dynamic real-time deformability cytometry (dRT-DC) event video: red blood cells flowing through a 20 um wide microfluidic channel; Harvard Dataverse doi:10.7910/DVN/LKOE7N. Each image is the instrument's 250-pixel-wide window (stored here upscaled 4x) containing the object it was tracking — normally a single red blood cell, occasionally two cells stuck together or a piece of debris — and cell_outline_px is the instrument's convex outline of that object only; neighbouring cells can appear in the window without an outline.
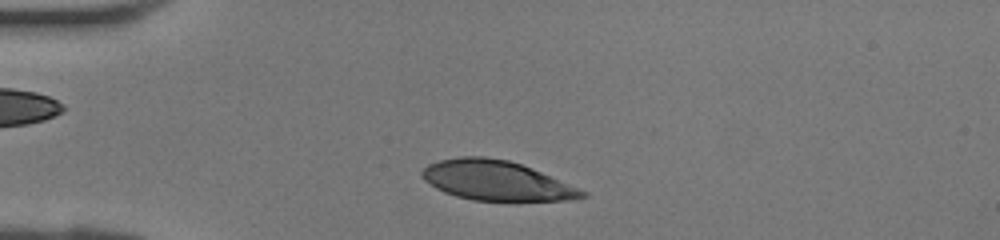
{"species": "human", "species_latin": "Homo sapiens", "temperature_condition": "room temperature", "stored_images_in_passage": 29, "camera_frame_rate_fps": 3000, "um_per_image_px": 0.085, "donor": {"sex": "female"}, "frame": {"image": 1, "passage_image": 3, "time_ms": 0.667, "image_size_px": [1000, 240], "cell_outline_px": [[588, 196], [576, 200], [516, 204], [508, 204], [472, 200], [456, 196], [444, 192], [436, 188], [424, 180], [420, 176], [420, 172], [428, 164], [440, 160], [460, 156], [484, 156], [508, 160], [520, 164], [540, 172], [588, 192]], "centroid_in_image_um": [42.25, 15.42], "position_along_channel_um": 42.8, "area_um2": 38.38}}
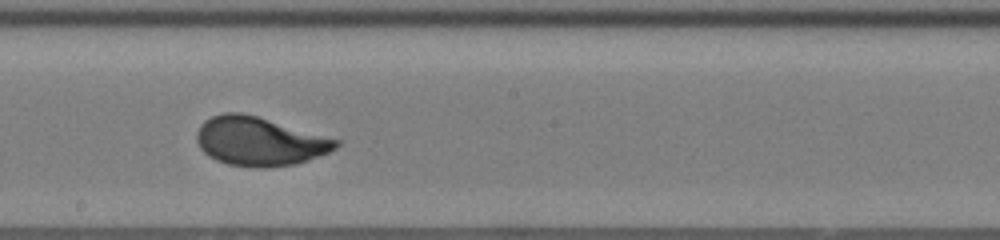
{"frame": {"image": 2, "passage_image": 16, "time_ms": 5.0, "image_size_px": [1000, 240], "cell_outline_px": [[340, 144], [336, 148], [328, 152], [308, 160], [296, 164], [264, 168], [252, 168], [228, 164], [216, 160], [208, 156], [200, 148], [196, 140], [196, 132], [200, 124], [204, 120], [212, 116], [224, 112], [240, 112], [256, 116], [340, 140]], "centroid_in_image_um": [22.01, 12.02], "position_along_channel_um": 226.2, "area_um2": 39.59}}
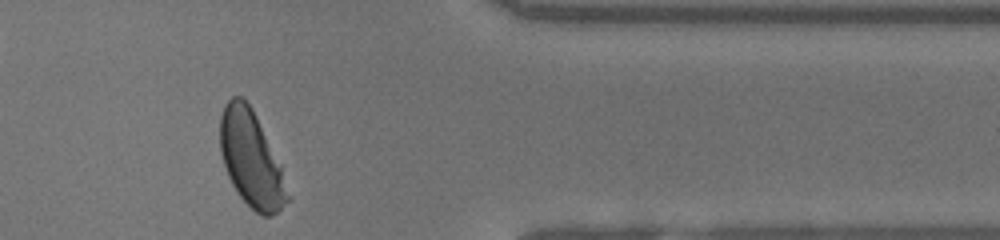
{"frame": {"image": 3, "passage_image": 27, "time_ms": 8.667, "image_size_px": [1000, 240], "cell_outline_px": [[292, 200], [272, 216], [264, 216], [256, 212], [236, 192], [228, 176], [220, 152], [220, 116], [224, 104], [232, 96], [240, 96], [252, 108], [256, 116], [280, 168]], "centroid_in_image_um": [21.33, 13.55], "position_along_channel_um": 390.1, "area_um2": 37.05}}